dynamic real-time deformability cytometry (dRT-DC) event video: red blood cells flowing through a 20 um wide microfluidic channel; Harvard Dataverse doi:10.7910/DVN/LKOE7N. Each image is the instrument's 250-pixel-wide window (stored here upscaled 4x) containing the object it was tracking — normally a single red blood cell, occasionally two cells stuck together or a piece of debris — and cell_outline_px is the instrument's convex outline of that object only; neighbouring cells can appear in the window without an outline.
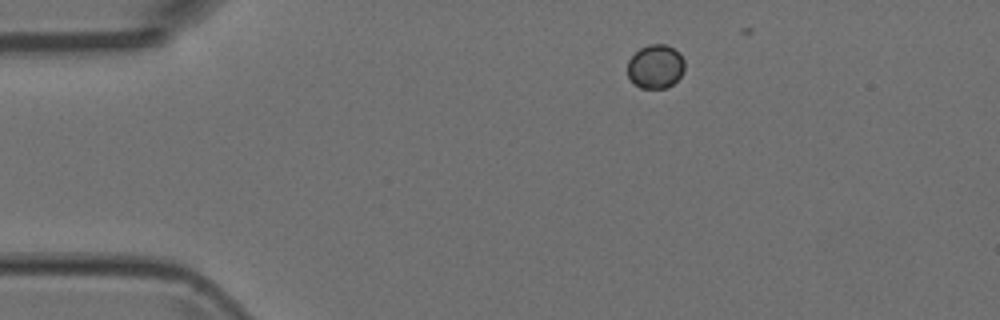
{"species": "Egyptian fruit bat (a non-hibernating species)", "species_latin": "Rousettus aegyptiacus", "temperature_condition": "room temperature", "stored_images_in_passage": 5, "camera_frame_rate_fps": 3000, "um_per_image_px": 0.085, "animal": {"sex": "female"}, "frame": {"image": 1, "passage_image": 5, "time_ms": 1.333, "image_size_px": [1000, 320], "cell_outline_px": [[684, 72], [672, 84], [664, 88], [640, 88], [628, 76], [628, 60], [640, 48], [648, 44], [664, 44], [680, 52], [684, 60]], "centroid_in_image_um": [55.73, 5.64], "position_along_channel_um": 29.3, "area_um2": 14.51}}